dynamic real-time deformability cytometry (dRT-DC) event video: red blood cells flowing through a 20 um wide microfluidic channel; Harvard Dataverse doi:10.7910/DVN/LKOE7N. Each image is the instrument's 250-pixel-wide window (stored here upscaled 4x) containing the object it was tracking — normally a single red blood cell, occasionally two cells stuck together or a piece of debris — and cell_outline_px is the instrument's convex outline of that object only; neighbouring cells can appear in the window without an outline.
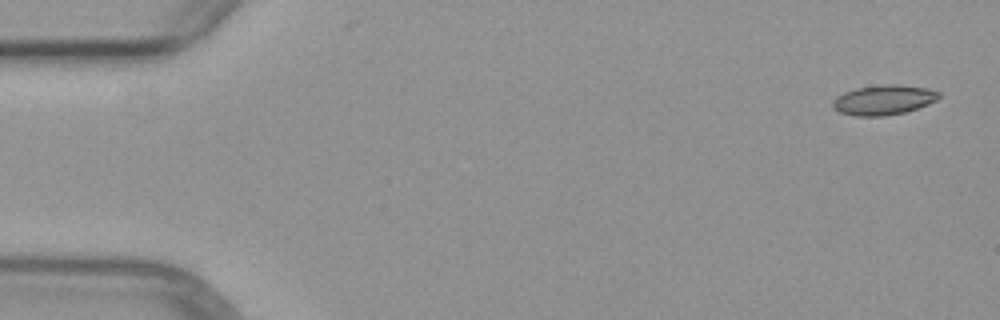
{"species": "common noctule bat (a hibernating species)", "species_latin": "Nyctalus noctula", "temperature_condition": "warm", "stored_images_in_passage": 5, "segment_of_instrument_passage": [1, 2], "camera_frame_rate_fps": 3000, "um_per_image_px": 0.085, "animal": {"sex": "female", "body_mass_g": 29.2, "forearm_length_mm": 56.3}, "frame": {"image": 1, "passage_image": 1, "time_ms": 0.0, "image_size_px": [1000, 320], "cell_outline_px": [[940, 96], [936, 100], [928, 104], [904, 112], [884, 116], [856, 116], [840, 112], [832, 108], [832, 100], [836, 96], [844, 92], [856, 88], [884, 84], [896, 84], [928, 88], [940, 92]], "centroid_in_image_um": [75.08, 8.49], "position_along_channel_um": 9.9, "area_um2": 18.5}}
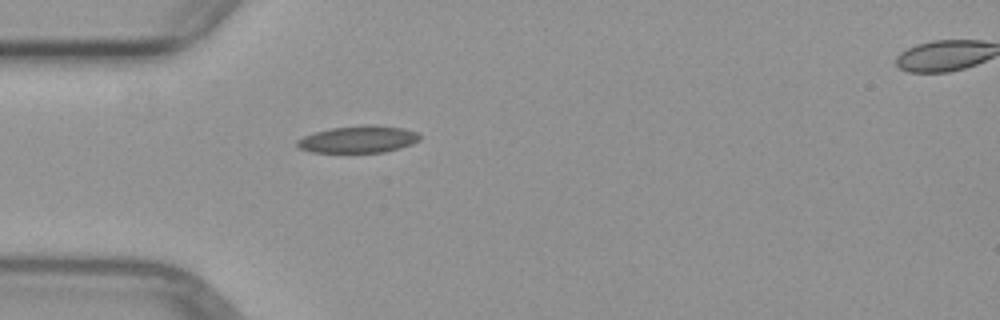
{"frame": {"image": 2, "passage_image": 4, "time_ms": 4.333, "image_size_px": [1000, 320], "cell_outline_px": [[420, 140], [412, 144], [400, 148], [384, 152], [312, 152], [300, 148], [296, 144], [296, 140], [304, 136], [316, 132], [332, 128], [372, 124], [404, 128], [416, 132], [420, 136]], "centroid_in_image_um": [30.48, 11.84], "position_along_channel_um": 54.5, "area_um2": 19.19}}